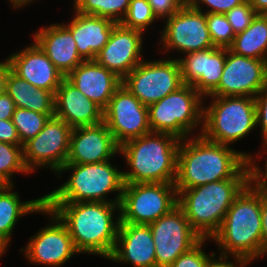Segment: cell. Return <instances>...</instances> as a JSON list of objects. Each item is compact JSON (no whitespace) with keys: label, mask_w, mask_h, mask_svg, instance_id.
Wrapping results in <instances>:
<instances>
[{"label":"cell","mask_w":267,"mask_h":267,"mask_svg":"<svg viewBox=\"0 0 267 267\" xmlns=\"http://www.w3.org/2000/svg\"><path fill=\"white\" fill-rule=\"evenodd\" d=\"M7 61L20 78L54 95L65 78L35 41L23 50L10 54Z\"/></svg>","instance_id":"ffe728a7"},{"label":"cell","mask_w":267,"mask_h":267,"mask_svg":"<svg viewBox=\"0 0 267 267\" xmlns=\"http://www.w3.org/2000/svg\"><path fill=\"white\" fill-rule=\"evenodd\" d=\"M149 227L154 239L156 267H169L202 240L178 205Z\"/></svg>","instance_id":"7c38bea8"},{"label":"cell","mask_w":267,"mask_h":267,"mask_svg":"<svg viewBox=\"0 0 267 267\" xmlns=\"http://www.w3.org/2000/svg\"><path fill=\"white\" fill-rule=\"evenodd\" d=\"M160 39L159 44L165 52L171 49L187 54L214 47L207 28L206 13L195 9L189 2L167 18Z\"/></svg>","instance_id":"4fadbf2b"},{"label":"cell","mask_w":267,"mask_h":267,"mask_svg":"<svg viewBox=\"0 0 267 267\" xmlns=\"http://www.w3.org/2000/svg\"><path fill=\"white\" fill-rule=\"evenodd\" d=\"M178 205L175 183H125L120 201V223L158 220Z\"/></svg>","instance_id":"9c48e42d"},{"label":"cell","mask_w":267,"mask_h":267,"mask_svg":"<svg viewBox=\"0 0 267 267\" xmlns=\"http://www.w3.org/2000/svg\"><path fill=\"white\" fill-rule=\"evenodd\" d=\"M206 23L214 47L228 49L236 34L234 33L225 14H206Z\"/></svg>","instance_id":"d6a6232c"},{"label":"cell","mask_w":267,"mask_h":267,"mask_svg":"<svg viewBox=\"0 0 267 267\" xmlns=\"http://www.w3.org/2000/svg\"><path fill=\"white\" fill-rule=\"evenodd\" d=\"M6 93L18 108L41 114H54V94L51 91L34 87L11 69L7 74Z\"/></svg>","instance_id":"4316f807"},{"label":"cell","mask_w":267,"mask_h":267,"mask_svg":"<svg viewBox=\"0 0 267 267\" xmlns=\"http://www.w3.org/2000/svg\"><path fill=\"white\" fill-rule=\"evenodd\" d=\"M122 84L143 105L149 106L183 85L177 58L140 62L123 80Z\"/></svg>","instance_id":"30bf717a"},{"label":"cell","mask_w":267,"mask_h":267,"mask_svg":"<svg viewBox=\"0 0 267 267\" xmlns=\"http://www.w3.org/2000/svg\"><path fill=\"white\" fill-rule=\"evenodd\" d=\"M33 35V40L64 77L84 61L77 52L71 31L64 23L46 26Z\"/></svg>","instance_id":"cb8c5ba5"},{"label":"cell","mask_w":267,"mask_h":267,"mask_svg":"<svg viewBox=\"0 0 267 267\" xmlns=\"http://www.w3.org/2000/svg\"><path fill=\"white\" fill-rule=\"evenodd\" d=\"M15 173H30L24 163L23 145L0 142V183L14 185L12 177Z\"/></svg>","instance_id":"f546056e"},{"label":"cell","mask_w":267,"mask_h":267,"mask_svg":"<svg viewBox=\"0 0 267 267\" xmlns=\"http://www.w3.org/2000/svg\"><path fill=\"white\" fill-rule=\"evenodd\" d=\"M216 254H214L207 265V267H245L249 264V262L241 257L233 256L234 261L229 262L228 255H219L218 258L215 259ZM237 264V265H236Z\"/></svg>","instance_id":"60d3db41"},{"label":"cell","mask_w":267,"mask_h":267,"mask_svg":"<svg viewBox=\"0 0 267 267\" xmlns=\"http://www.w3.org/2000/svg\"><path fill=\"white\" fill-rule=\"evenodd\" d=\"M73 3L77 12L120 23L127 13L130 0H74Z\"/></svg>","instance_id":"f1b7e54d"},{"label":"cell","mask_w":267,"mask_h":267,"mask_svg":"<svg viewBox=\"0 0 267 267\" xmlns=\"http://www.w3.org/2000/svg\"><path fill=\"white\" fill-rule=\"evenodd\" d=\"M13 6V8H20V7H24L27 4H30L31 2L35 1V0H9ZM37 1V0H36Z\"/></svg>","instance_id":"bcb514c9"},{"label":"cell","mask_w":267,"mask_h":267,"mask_svg":"<svg viewBox=\"0 0 267 267\" xmlns=\"http://www.w3.org/2000/svg\"><path fill=\"white\" fill-rule=\"evenodd\" d=\"M228 49L240 56L267 61V15L257 14L248 28L235 35Z\"/></svg>","instance_id":"83f0119b"},{"label":"cell","mask_w":267,"mask_h":267,"mask_svg":"<svg viewBox=\"0 0 267 267\" xmlns=\"http://www.w3.org/2000/svg\"><path fill=\"white\" fill-rule=\"evenodd\" d=\"M196 135L180 141L175 181L177 193L225 179H251V153L210 141L202 134Z\"/></svg>","instance_id":"6da1fadb"},{"label":"cell","mask_w":267,"mask_h":267,"mask_svg":"<svg viewBox=\"0 0 267 267\" xmlns=\"http://www.w3.org/2000/svg\"><path fill=\"white\" fill-rule=\"evenodd\" d=\"M111 160L90 164H65L57 173L72 170L69 179L57 189L44 195L45 202H109L120 203L124 188L123 171ZM61 173V174H60ZM117 192L115 199H105Z\"/></svg>","instance_id":"8992f818"},{"label":"cell","mask_w":267,"mask_h":267,"mask_svg":"<svg viewBox=\"0 0 267 267\" xmlns=\"http://www.w3.org/2000/svg\"><path fill=\"white\" fill-rule=\"evenodd\" d=\"M203 99L192 85L183 84L148 106L151 131L170 134L179 140L192 136V132L199 129L198 125L203 128Z\"/></svg>","instance_id":"ba28073f"},{"label":"cell","mask_w":267,"mask_h":267,"mask_svg":"<svg viewBox=\"0 0 267 267\" xmlns=\"http://www.w3.org/2000/svg\"><path fill=\"white\" fill-rule=\"evenodd\" d=\"M143 36L141 31L117 23L95 61L123 80L143 61Z\"/></svg>","instance_id":"e0dca14e"},{"label":"cell","mask_w":267,"mask_h":267,"mask_svg":"<svg viewBox=\"0 0 267 267\" xmlns=\"http://www.w3.org/2000/svg\"><path fill=\"white\" fill-rule=\"evenodd\" d=\"M211 240L222 250L221 255L250 263L262 257L261 190L252 181L234 199Z\"/></svg>","instance_id":"3957f363"},{"label":"cell","mask_w":267,"mask_h":267,"mask_svg":"<svg viewBox=\"0 0 267 267\" xmlns=\"http://www.w3.org/2000/svg\"><path fill=\"white\" fill-rule=\"evenodd\" d=\"M207 240L209 241V239H202L189 251L181 254L169 267H207L210 258L215 254L212 252L208 256L202 248Z\"/></svg>","instance_id":"836d02e7"},{"label":"cell","mask_w":267,"mask_h":267,"mask_svg":"<svg viewBox=\"0 0 267 267\" xmlns=\"http://www.w3.org/2000/svg\"><path fill=\"white\" fill-rule=\"evenodd\" d=\"M256 15L257 13L250 5L249 0H246L244 3L225 13V16L232 26L235 34L240 33L248 28Z\"/></svg>","instance_id":"e575fe53"},{"label":"cell","mask_w":267,"mask_h":267,"mask_svg":"<svg viewBox=\"0 0 267 267\" xmlns=\"http://www.w3.org/2000/svg\"><path fill=\"white\" fill-rule=\"evenodd\" d=\"M152 8L153 14L158 19L165 22L166 17L169 18L178 12L188 0H147Z\"/></svg>","instance_id":"8d00e7d4"},{"label":"cell","mask_w":267,"mask_h":267,"mask_svg":"<svg viewBox=\"0 0 267 267\" xmlns=\"http://www.w3.org/2000/svg\"><path fill=\"white\" fill-rule=\"evenodd\" d=\"M257 14L267 15V0H249Z\"/></svg>","instance_id":"f6af8a7d"},{"label":"cell","mask_w":267,"mask_h":267,"mask_svg":"<svg viewBox=\"0 0 267 267\" xmlns=\"http://www.w3.org/2000/svg\"><path fill=\"white\" fill-rule=\"evenodd\" d=\"M112 262L156 267L155 245L149 225L120 223Z\"/></svg>","instance_id":"44dd1931"},{"label":"cell","mask_w":267,"mask_h":267,"mask_svg":"<svg viewBox=\"0 0 267 267\" xmlns=\"http://www.w3.org/2000/svg\"><path fill=\"white\" fill-rule=\"evenodd\" d=\"M16 109L15 103L7 93L0 95V119H12V115Z\"/></svg>","instance_id":"7bdbcfd3"},{"label":"cell","mask_w":267,"mask_h":267,"mask_svg":"<svg viewBox=\"0 0 267 267\" xmlns=\"http://www.w3.org/2000/svg\"><path fill=\"white\" fill-rule=\"evenodd\" d=\"M119 204L45 202V206L66 225L79 254L99 255L106 259L111 257L117 241L120 215L114 213L115 210L120 212Z\"/></svg>","instance_id":"7a4b0ae2"},{"label":"cell","mask_w":267,"mask_h":267,"mask_svg":"<svg viewBox=\"0 0 267 267\" xmlns=\"http://www.w3.org/2000/svg\"><path fill=\"white\" fill-rule=\"evenodd\" d=\"M0 142L14 145H22L17 133V129L11 119H0Z\"/></svg>","instance_id":"f35d334b"},{"label":"cell","mask_w":267,"mask_h":267,"mask_svg":"<svg viewBox=\"0 0 267 267\" xmlns=\"http://www.w3.org/2000/svg\"><path fill=\"white\" fill-rule=\"evenodd\" d=\"M267 153V152H265ZM265 170H261L256 163L255 158L250 161L251 164V181L263 192L267 193V158H265Z\"/></svg>","instance_id":"ab89813d"},{"label":"cell","mask_w":267,"mask_h":267,"mask_svg":"<svg viewBox=\"0 0 267 267\" xmlns=\"http://www.w3.org/2000/svg\"><path fill=\"white\" fill-rule=\"evenodd\" d=\"M10 69L7 59L0 62V95L6 93L7 74Z\"/></svg>","instance_id":"ee69618b"},{"label":"cell","mask_w":267,"mask_h":267,"mask_svg":"<svg viewBox=\"0 0 267 267\" xmlns=\"http://www.w3.org/2000/svg\"><path fill=\"white\" fill-rule=\"evenodd\" d=\"M180 141L173 135L151 132L119 146L131 171L124 183H175Z\"/></svg>","instance_id":"277c9868"},{"label":"cell","mask_w":267,"mask_h":267,"mask_svg":"<svg viewBox=\"0 0 267 267\" xmlns=\"http://www.w3.org/2000/svg\"><path fill=\"white\" fill-rule=\"evenodd\" d=\"M9 244L0 236V258L7 251Z\"/></svg>","instance_id":"7dc6e473"},{"label":"cell","mask_w":267,"mask_h":267,"mask_svg":"<svg viewBox=\"0 0 267 267\" xmlns=\"http://www.w3.org/2000/svg\"><path fill=\"white\" fill-rule=\"evenodd\" d=\"M103 122L119 146L152 132L148 106L143 105L123 84L114 92L103 110Z\"/></svg>","instance_id":"5bb4252c"},{"label":"cell","mask_w":267,"mask_h":267,"mask_svg":"<svg viewBox=\"0 0 267 267\" xmlns=\"http://www.w3.org/2000/svg\"><path fill=\"white\" fill-rule=\"evenodd\" d=\"M72 130L64 120L53 116L35 137L23 144L24 163L30 174L44 166L54 174L59 172L68 158Z\"/></svg>","instance_id":"8fae6325"},{"label":"cell","mask_w":267,"mask_h":267,"mask_svg":"<svg viewBox=\"0 0 267 267\" xmlns=\"http://www.w3.org/2000/svg\"><path fill=\"white\" fill-rule=\"evenodd\" d=\"M40 213L46 214L51 224L41 228L21 249L30 263L48 267H60L74 255H78L66 225L45 205Z\"/></svg>","instance_id":"9a60e30c"},{"label":"cell","mask_w":267,"mask_h":267,"mask_svg":"<svg viewBox=\"0 0 267 267\" xmlns=\"http://www.w3.org/2000/svg\"><path fill=\"white\" fill-rule=\"evenodd\" d=\"M267 83V61L237 55L226 48L219 85L208 96L253 97Z\"/></svg>","instance_id":"2e32d148"},{"label":"cell","mask_w":267,"mask_h":267,"mask_svg":"<svg viewBox=\"0 0 267 267\" xmlns=\"http://www.w3.org/2000/svg\"><path fill=\"white\" fill-rule=\"evenodd\" d=\"M54 114H41L32 110L16 107L12 115V122L17 129L20 142L23 145L35 137L44 127L45 123Z\"/></svg>","instance_id":"4dcf8cb0"},{"label":"cell","mask_w":267,"mask_h":267,"mask_svg":"<svg viewBox=\"0 0 267 267\" xmlns=\"http://www.w3.org/2000/svg\"><path fill=\"white\" fill-rule=\"evenodd\" d=\"M54 116L64 120L72 129L103 122V110L66 77L54 95Z\"/></svg>","instance_id":"7402d4cb"},{"label":"cell","mask_w":267,"mask_h":267,"mask_svg":"<svg viewBox=\"0 0 267 267\" xmlns=\"http://www.w3.org/2000/svg\"><path fill=\"white\" fill-rule=\"evenodd\" d=\"M178 58L183 84L192 85L203 97L218 85L226 60V48L212 47Z\"/></svg>","instance_id":"d6986e66"},{"label":"cell","mask_w":267,"mask_h":267,"mask_svg":"<svg viewBox=\"0 0 267 267\" xmlns=\"http://www.w3.org/2000/svg\"><path fill=\"white\" fill-rule=\"evenodd\" d=\"M119 153V145L104 122L74 128L66 164H90L111 160Z\"/></svg>","instance_id":"ac0fdd59"},{"label":"cell","mask_w":267,"mask_h":267,"mask_svg":"<svg viewBox=\"0 0 267 267\" xmlns=\"http://www.w3.org/2000/svg\"><path fill=\"white\" fill-rule=\"evenodd\" d=\"M212 101L204 106L203 128L206 139L224 145L242 140L257 127L255 98L247 96H207Z\"/></svg>","instance_id":"52a82bcc"},{"label":"cell","mask_w":267,"mask_h":267,"mask_svg":"<svg viewBox=\"0 0 267 267\" xmlns=\"http://www.w3.org/2000/svg\"><path fill=\"white\" fill-rule=\"evenodd\" d=\"M262 257L267 254V193L261 191Z\"/></svg>","instance_id":"b9f144b4"},{"label":"cell","mask_w":267,"mask_h":267,"mask_svg":"<svg viewBox=\"0 0 267 267\" xmlns=\"http://www.w3.org/2000/svg\"><path fill=\"white\" fill-rule=\"evenodd\" d=\"M66 78L102 110L122 85V79L95 60L83 61Z\"/></svg>","instance_id":"603a6c76"},{"label":"cell","mask_w":267,"mask_h":267,"mask_svg":"<svg viewBox=\"0 0 267 267\" xmlns=\"http://www.w3.org/2000/svg\"><path fill=\"white\" fill-rule=\"evenodd\" d=\"M246 0H188V2L197 10L202 11L200 4L210 7V9L205 10L206 14L217 13L225 14L234 7L244 3Z\"/></svg>","instance_id":"74e56055"},{"label":"cell","mask_w":267,"mask_h":267,"mask_svg":"<svg viewBox=\"0 0 267 267\" xmlns=\"http://www.w3.org/2000/svg\"><path fill=\"white\" fill-rule=\"evenodd\" d=\"M71 22L64 24L72 33L77 52L84 60H95L96 55L108 43L117 24L109 18L82 14L74 9Z\"/></svg>","instance_id":"d4e9b609"},{"label":"cell","mask_w":267,"mask_h":267,"mask_svg":"<svg viewBox=\"0 0 267 267\" xmlns=\"http://www.w3.org/2000/svg\"><path fill=\"white\" fill-rule=\"evenodd\" d=\"M257 126L261 127L263 148L267 149V83L255 96Z\"/></svg>","instance_id":"d590c367"},{"label":"cell","mask_w":267,"mask_h":267,"mask_svg":"<svg viewBox=\"0 0 267 267\" xmlns=\"http://www.w3.org/2000/svg\"><path fill=\"white\" fill-rule=\"evenodd\" d=\"M158 20L153 14L152 8L147 0H130L126 15L120 22L126 28L145 33L153 22Z\"/></svg>","instance_id":"1f68e13d"},{"label":"cell","mask_w":267,"mask_h":267,"mask_svg":"<svg viewBox=\"0 0 267 267\" xmlns=\"http://www.w3.org/2000/svg\"><path fill=\"white\" fill-rule=\"evenodd\" d=\"M251 179H225L178 192V206L202 239L219 230L234 199Z\"/></svg>","instance_id":"5b68a950"},{"label":"cell","mask_w":267,"mask_h":267,"mask_svg":"<svg viewBox=\"0 0 267 267\" xmlns=\"http://www.w3.org/2000/svg\"><path fill=\"white\" fill-rule=\"evenodd\" d=\"M13 187L15 186L0 187V236L9 245L16 222L29 213H40V209L45 205L44 196L21 202L19 193L14 192Z\"/></svg>","instance_id":"484cf974"}]
</instances>
